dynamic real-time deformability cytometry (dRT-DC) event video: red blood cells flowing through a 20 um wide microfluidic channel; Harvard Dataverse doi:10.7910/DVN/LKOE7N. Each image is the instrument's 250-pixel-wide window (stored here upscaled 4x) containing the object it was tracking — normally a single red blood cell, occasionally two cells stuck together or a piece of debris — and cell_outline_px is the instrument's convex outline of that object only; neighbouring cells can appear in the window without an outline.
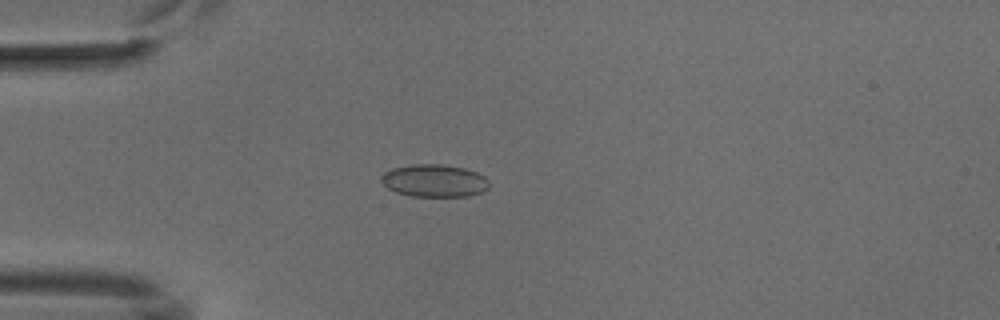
{"species": "common noctule bat (a hibernating species)", "species_latin": "Nyctalus noctula", "temperature_condition": "cold", "stored_images_in_passage": 2, "camera_frame_rate_fps": 3000, "um_per_image_px": 0.085, "animal": {"sex": "male", "body_mass_g": 18.8}, "frame": {"image": 1, "passage_image": 1, "time_ms": 0.0, "image_size_px": [1000, 320], "cell_outline_px": [[488, 188], [480, 192], [468, 196], [412, 196], [396, 192], [388, 188], [380, 180], [380, 176], [384, 172], [392, 168], [412, 164], [440, 164], [464, 168], [476, 172], [484, 176], [488, 180]], "centroid_in_image_um": [36.89, 15.35], "position_along_channel_um": 48.1, "area_um2": 20.4}}